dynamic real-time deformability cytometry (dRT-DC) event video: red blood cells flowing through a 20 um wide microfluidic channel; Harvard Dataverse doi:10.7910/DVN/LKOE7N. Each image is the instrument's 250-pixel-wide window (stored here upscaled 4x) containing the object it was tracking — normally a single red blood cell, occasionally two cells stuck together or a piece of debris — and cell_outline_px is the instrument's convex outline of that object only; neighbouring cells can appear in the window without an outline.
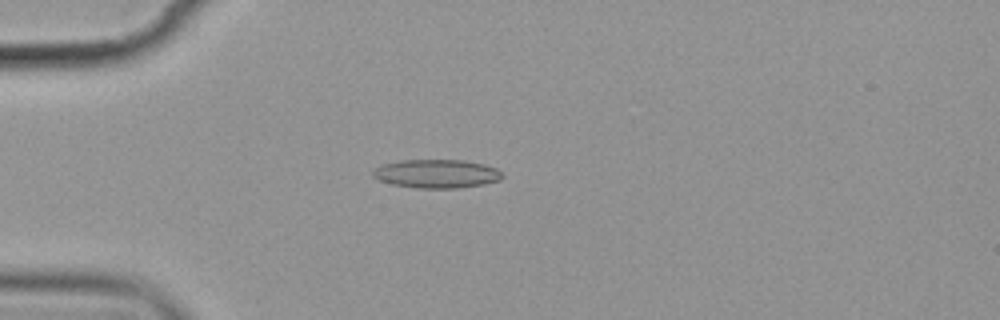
{"species": "common noctule bat (a hibernating species)", "species_latin": "Nyctalus noctula", "temperature_condition": "cold", "stored_images_in_passage": 14, "camera_frame_rate_fps": 3000, "um_per_image_px": 0.085, "animal": {"sex": "female", "body_mass_g": 19.9}, "frame": {"image": 1, "passage_image": 3, "time_ms": 3.333, "image_size_px": [1000, 320], "cell_outline_px": [[504, 176], [500, 180], [484, 184], [456, 188], [416, 188], [392, 184], [380, 180], [372, 176], [372, 172], [376, 168], [384, 164], [400, 160], [464, 160], [484, 164], [496, 168]], "centroid_in_image_um": [37.12, 14.76], "position_along_channel_um": 47.9, "area_um2": 21.5}}
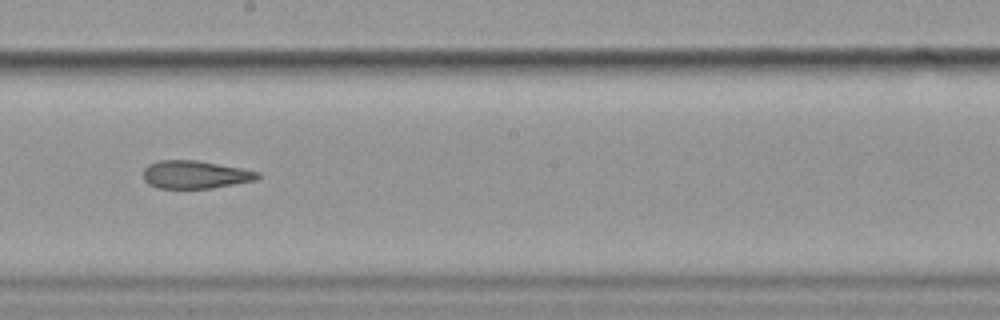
{"frame": {"image": 2, "passage_image": 8, "time_ms": 9.0, "image_size_px": [1000, 320], "cell_outline_px": [[260, 176], [256, 180], [212, 188], [156, 188], [148, 184], [144, 180], [144, 168], [148, 164], [156, 160], [196, 160], [240, 168], [260, 172]], "centroid_in_image_um": [16.55, 14.84], "position_along_channel_um": 231.6, "area_um2": 18.61}}
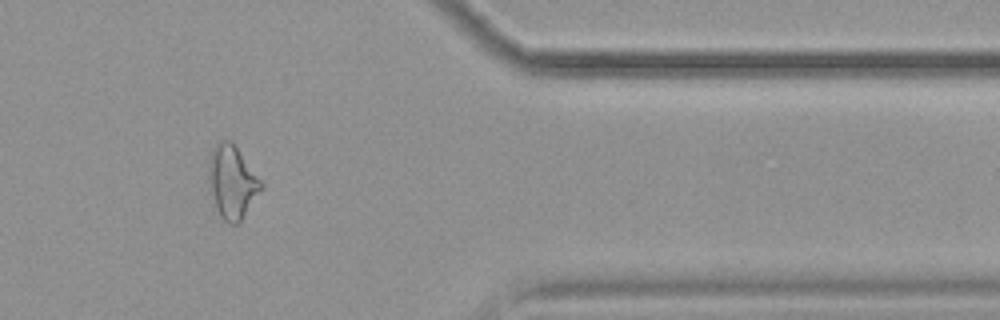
{"frame": {"image": 3, "passage_image": 12, "time_ms": 14.0, "image_size_px": [1000, 320], "cell_outline_px": [[264, 188], [240, 220], [236, 224], [228, 224], [212, 208], [208, 192], [208, 160], [212, 148], [220, 140], [232, 140], [264, 184]], "centroid_in_image_um": [19.68, 15.48], "position_along_channel_um": 391.7, "area_um2": 23.12}, "authors_computed_cell_mechanics": {"area_um2": 19.8543, "velocity_mm_per_s": 3.5675, "shape_relaxation_time_tau1_ms": 8.7858, "shape_relaxation_time_tau2_ms": 2.5706, "deformation_change_tau1": 0.1968, "deformation_change_tau2": 0.1214}}